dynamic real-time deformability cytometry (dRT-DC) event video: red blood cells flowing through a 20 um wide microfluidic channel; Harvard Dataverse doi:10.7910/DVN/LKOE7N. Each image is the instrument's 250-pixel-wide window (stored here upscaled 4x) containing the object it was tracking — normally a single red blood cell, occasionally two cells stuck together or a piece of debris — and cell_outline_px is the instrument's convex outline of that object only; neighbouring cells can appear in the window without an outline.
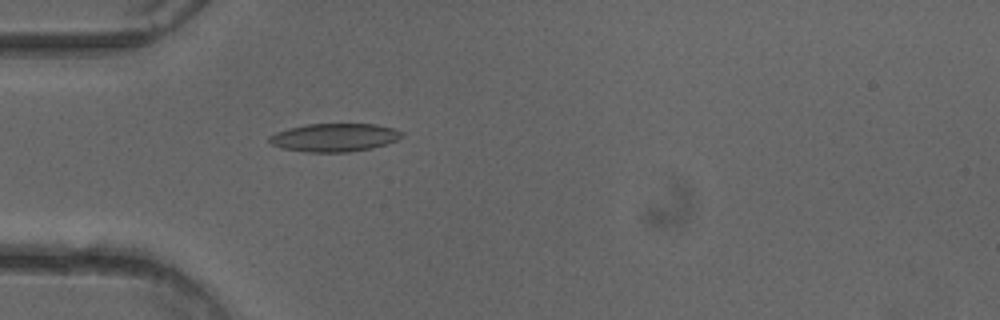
{"species": "common noctule bat (a hibernating species)", "species_latin": "Nyctalus noctula", "temperature_condition": "cold", "stored_images_in_passage": 43, "camera_frame_rate_fps": 3000, "um_per_image_px": 0.085, "animal": {"sex": "female"}, "frame": {"image": 1, "passage_image": 7, "time_ms": 2.0, "image_size_px": [1000, 320], "cell_outline_px": [[404, 136], [396, 140], [372, 148], [348, 152], [308, 152], [280, 148], [272, 144], [268, 140], [268, 136], [276, 132], [288, 128], [308, 124], [376, 124], [392, 128], [404, 132]], "centroid_in_image_um": [28.41, 11.68], "position_along_channel_um": 56.6, "area_um2": 21.79}}
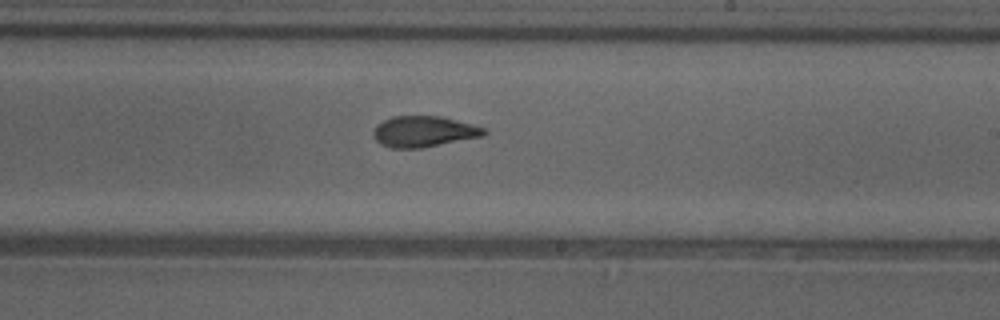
{"frame": {"image": 2, "passage_image": 22, "time_ms": 7.0, "image_size_px": [1000, 320], "cell_outline_px": [[488, 132], [484, 136], [420, 148], [392, 148], [380, 144], [372, 136], [372, 132], [376, 124], [392, 116], [440, 116], [488, 128]], "centroid_in_image_um": [36.02, 11.18], "position_along_channel_um": 253.0, "area_um2": 20.11}}
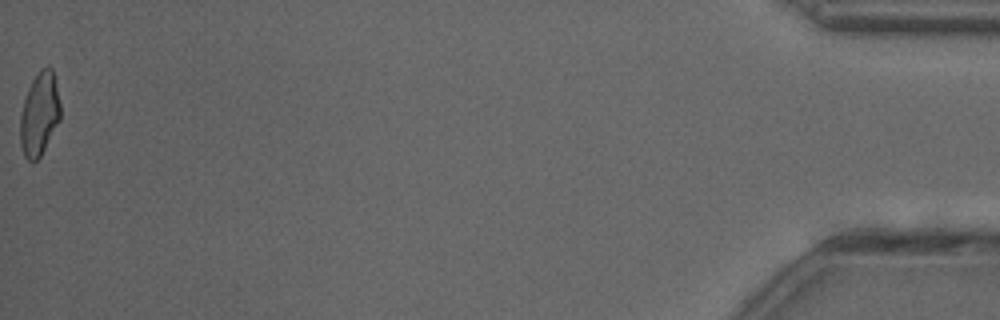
{"frame": {"image": 3, "passage_image": 43, "time_ms": 14.0, "image_size_px": [1000, 320], "cell_outline_px": [[60, 120], [40, 156], [36, 160], [28, 160], [24, 156], [20, 144], [20, 112], [28, 88], [32, 80], [40, 68], [48, 64], [52, 68], [60, 104]], "centroid_in_image_um": [3.34, 9.66], "position_along_channel_um": 431.9, "area_um2": 19.48}, "authors_computed_cell_mechanics": {"area_um2": 20.0566, "velocity_mm_per_s": 4.0337, "shape_relaxation_time_tau1_ms": 3.8738, "shape_relaxation_time_tau2_ms": 2.2133, "deformation_change_tau1": 0.1658, "deformation_change_tau2": 0.1022}}